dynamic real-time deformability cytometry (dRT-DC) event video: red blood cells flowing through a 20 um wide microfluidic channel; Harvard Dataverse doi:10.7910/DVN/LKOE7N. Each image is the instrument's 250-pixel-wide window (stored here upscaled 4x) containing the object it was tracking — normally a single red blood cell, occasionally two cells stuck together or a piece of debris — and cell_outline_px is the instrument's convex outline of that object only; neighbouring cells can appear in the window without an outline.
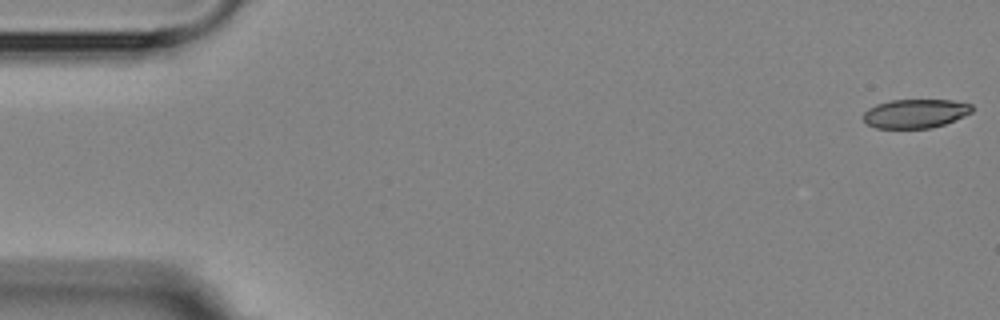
{"species": "Egyptian fruit bat (a non-hibernating species)", "species_latin": "Rousettus aegyptiacus", "temperature_condition": "room temperature", "stored_images_in_passage": 5, "camera_frame_rate_fps": 3000, "um_per_image_px": 0.085, "animal": {"sex": "female"}, "frame": {"image": 1, "passage_image": 1, "time_ms": 0.0, "image_size_px": [1000, 320], "cell_outline_px": [[972, 112], [944, 124], [932, 128], [876, 128], [868, 124], [864, 120], [864, 112], [868, 108], [876, 104], [892, 100], [952, 100], [972, 104]], "centroid_in_image_um": [77.8, 9.65], "position_along_channel_um": 7.2, "area_um2": 18.21}}
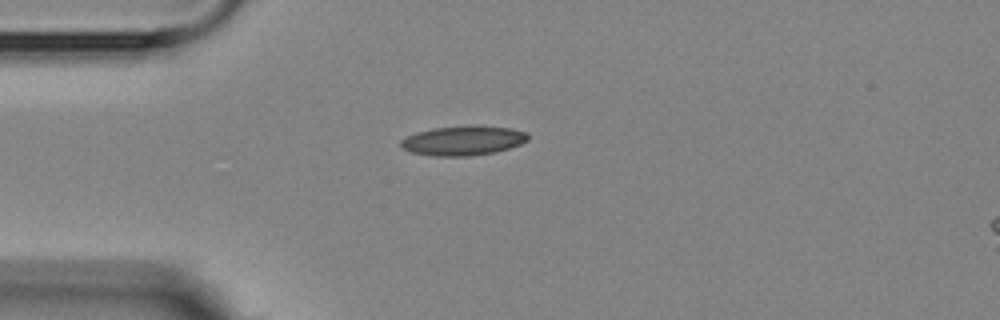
{"frame": {"image": 2, "passage_image": 5, "time_ms": 4.333, "image_size_px": [1000, 320], "cell_outline_px": [[528, 140], [520, 144], [496, 152], [468, 156], [432, 156], [412, 152], [400, 148], [400, 140], [416, 132], [432, 128], [508, 128], [528, 132]], "centroid_in_image_um": [39.31, 12.0], "position_along_channel_um": 45.7, "area_um2": 21.04}}